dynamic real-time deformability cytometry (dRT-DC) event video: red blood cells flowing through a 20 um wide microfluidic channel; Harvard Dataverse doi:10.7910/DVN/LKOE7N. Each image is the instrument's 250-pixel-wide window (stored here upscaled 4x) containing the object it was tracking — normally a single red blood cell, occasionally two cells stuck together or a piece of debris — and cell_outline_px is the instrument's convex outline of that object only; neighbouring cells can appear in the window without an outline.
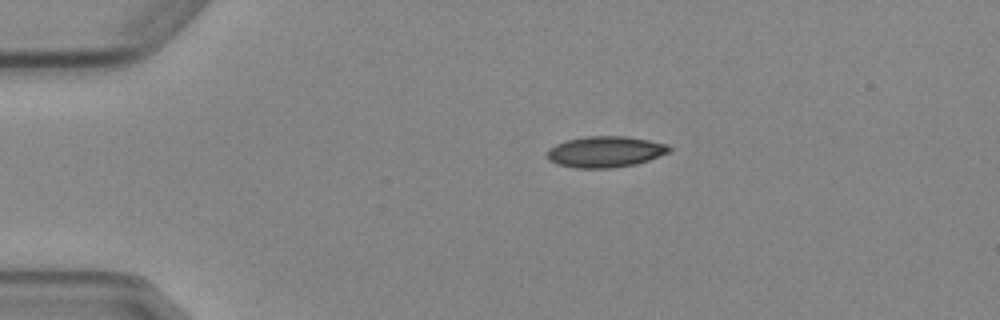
{"species": "Egyptian fruit bat (a non-hibernating species)", "species_latin": "Rousettus aegyptiacus", "temperature_condition": "cold", "stored_images_in_passage": 2, "camera_frame_rate_fps": 3000, "um_per_image_px": 0.085, "animal": {"sex": "female"}, "frame": {"image": 1, "passage_image": 1, "time_ms": 0.0, "image_size_px": [1000, 320], "cell_outline_px": [[672, 148], [668, 152], [648, 160], [636, 164], [612, 168], [572, 168], [556, 164], [548, 160], [548, 148], [556, 144], [568, 140], [584, 136], [624, 136], [648, 140], [668, 144]], "centroid_in_image_um": [51.42, 12.9], "position_along_channel_um": 33.6, "area_um2": 22.14}}